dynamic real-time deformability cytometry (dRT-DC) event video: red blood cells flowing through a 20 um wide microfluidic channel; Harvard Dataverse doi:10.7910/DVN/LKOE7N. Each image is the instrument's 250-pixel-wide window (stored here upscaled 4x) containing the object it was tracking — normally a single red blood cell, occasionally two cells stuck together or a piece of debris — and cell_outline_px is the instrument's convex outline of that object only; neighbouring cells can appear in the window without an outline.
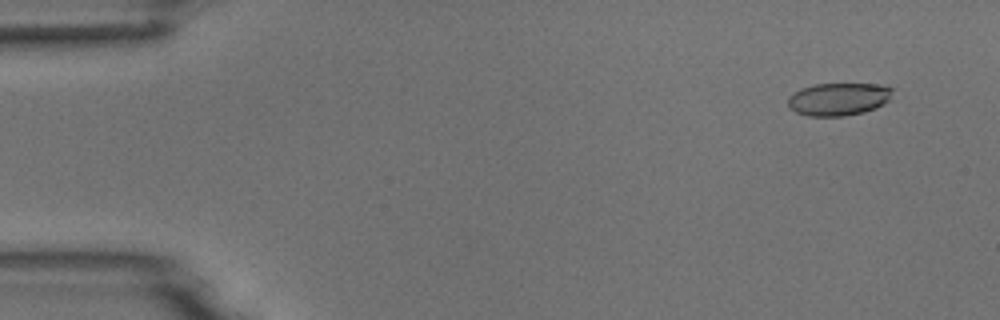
{"species": "common noctule bat (a hibernating species)", "species_latin": "Nyctalus noctula", "temperature_condition": "room temperature", "stored_images_in_passage": 5, "camera_frame_rate_fps": 3000, "um_per_image_px": 0.085, "animal": {"sex": "male", "body_mass_g": 18.8}, "frame": {"image": 1, "passage_image": 2, "time_ms": 1.0, "image_size_px": [1000, 320], "cell_outline_px": [[892, 92], [888, 100], [884, 104], [876, 108], [864, 112], [844, 116], [808, 116], [796, 112], [788, 108], [788, 96], [800, 88], [812, 84], [876, 84], [892, 88]], "centroid_in_image_um": [71.23, 8.43], "position_along_channel_um": 13.8, "area_um2": 20.06}}
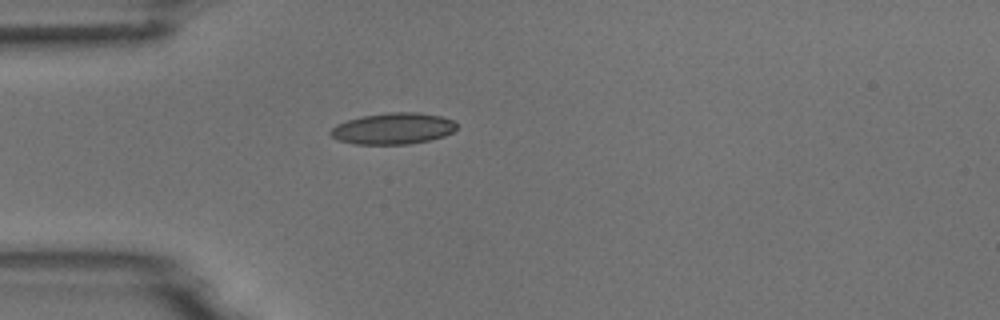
{"frame": {"image": 2, "passage_image": 5, "time_ms": 4.667, "image_size_px": [1000, 320], "cell_outline_px": [[456, 128], [452, 132], [444, 136], [428, 140], [408, 144], [356, 144], [340, 140], [332, 136], [328, 132], [336, 124], [360, 116], [388, 112], [416, 112], [440, 116], [456, 120]], "centroid_in_image_um": [33.42, 10.91], "position_along_channel_um": 51.6, "area_um2": 23.0}}